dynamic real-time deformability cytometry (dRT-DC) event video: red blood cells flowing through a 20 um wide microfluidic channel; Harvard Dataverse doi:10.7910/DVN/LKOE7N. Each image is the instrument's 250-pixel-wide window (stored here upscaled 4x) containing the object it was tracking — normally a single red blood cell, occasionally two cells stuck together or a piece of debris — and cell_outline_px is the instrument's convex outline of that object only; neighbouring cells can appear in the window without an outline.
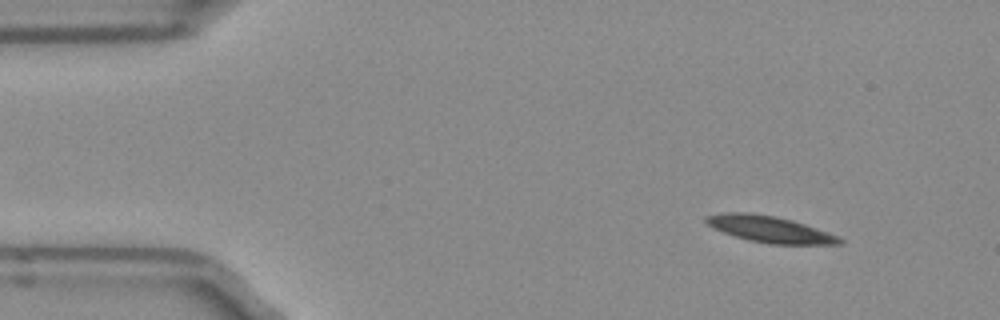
{"species": "Egyptian fruit bat (a non-hibernating species)", "species_latin": "Rousettus aegyptiacus", "temperature_condition": "room temperature", "stored_images_in_passage": 4, "camera_frame_rate_fps": 3000, "um_per_image_px": 0.085, "frame": {"image": 1, "passage_image": 1, "time_ms": 0.0, "image_size_px": [1000, 320], "cell_outline_px": [[844, 244], [768, 244], [748, 240], [712, 228], [704, 220], [704, 216], [724, 212], [748, 212], [772, 216], [792, 220], [804, 224], [836, 236], [844, 240]], "centroid_in_image_um": [65.37, 19.48], "position_along_channel_um": 19.6, "area_um2": 20.29}}